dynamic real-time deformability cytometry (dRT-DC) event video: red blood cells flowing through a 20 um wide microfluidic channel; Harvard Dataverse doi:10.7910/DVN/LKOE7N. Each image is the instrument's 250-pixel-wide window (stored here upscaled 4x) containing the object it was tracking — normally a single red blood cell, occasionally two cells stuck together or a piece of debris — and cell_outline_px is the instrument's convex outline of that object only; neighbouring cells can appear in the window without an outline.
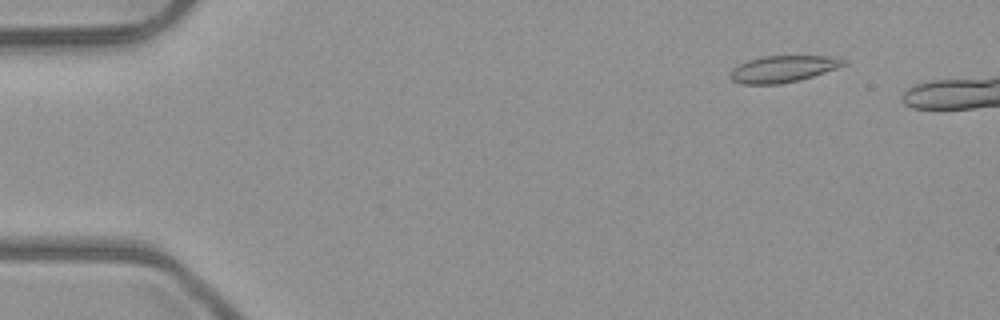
{"species": "common noctule bat (a hibernating species)", "species_latin": "Nyctalus noctula", "temperature_condition": "room temperature", "stored_images_in_passage": 4, "camera_frame_rate_fps": 3000, "um_per_image_px": 0.085, "animal": {"sex": "male", "body_mass_g": 23.1, "forearm_length_mm": 52.7}, "frame": {"image": 1, "passage_image": 1, "time_ms": 0.0, "image_size_px": [1000, 320], "cell_outline_px": [[848, 64], [800, 80], [780, 84], [744, 84], [732, 80], [728, 76], [732, 68], [748, 60], [764, 56], [828, 56], [848, 60]], "centroid_in_image_um": [66.55, 5.86], "position_along_channel_um": 18.5, "area_um2": 17.57}}